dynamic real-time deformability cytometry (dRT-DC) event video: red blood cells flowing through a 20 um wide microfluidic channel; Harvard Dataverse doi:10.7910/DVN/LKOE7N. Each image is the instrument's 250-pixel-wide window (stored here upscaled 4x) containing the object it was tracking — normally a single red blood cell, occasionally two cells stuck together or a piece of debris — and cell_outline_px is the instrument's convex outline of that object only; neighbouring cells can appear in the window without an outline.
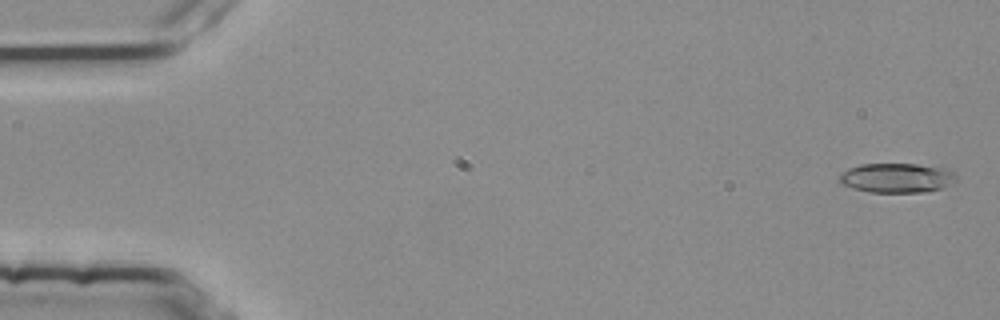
{"species": "common noctule bat (a hibernating species)", "species_latin": "Nyctalus noctula", "temperature_condition": "room temperature", "stored_images_in_passage": 4, "camera_frame_rate_fps": 3000, "um_per_image_px": 0.085, "animal": {"sex": "female", "body_mass_g": 25.1}, "frame": {"image": 1, "passage_image": 1, "time_ms": 0.0, "image_size_px": [1000, 320], "cell_outline_px": [[956, 180], [940, 188], [924, 192], [868, 192], [852, 188], [840, 184], [840, 172], [848, 168], [860, 164], [916, 164], [948, 168], [956, 172]], "centroid_in_image_um": [76.21, 15.11], "position_along_channel_um": 8.8, "area_um2": 20.23}}
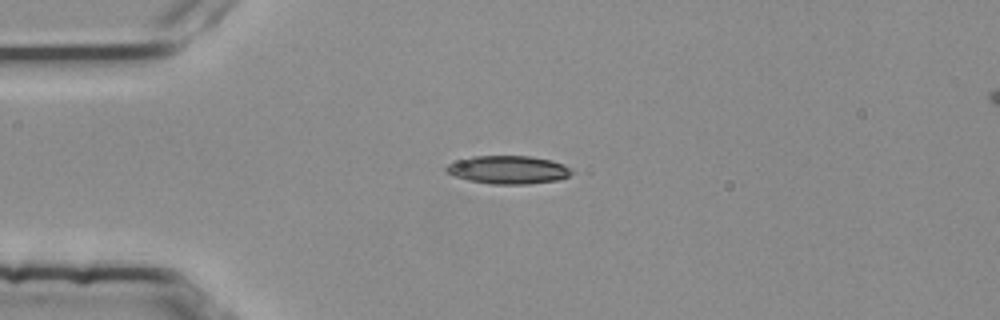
{"frame": {"image": 2, "passage_image": 4, "time_ms": 1.0, "image_size_px": [1000, 320], "cell_outline_px": [[572, 172], [568, 176], [556, 180], [528, 184], [492, 184], [468, 180], [452, 176], [444, 172], [444, 168], [448, 164], [468, 156], [532, 156], [552, 160], [564, 164], [572, 168]], "centroid_in_image_um": [43.16, 14.42], "position_along_channel_um": 41.8, "area_um2": 20.81}}